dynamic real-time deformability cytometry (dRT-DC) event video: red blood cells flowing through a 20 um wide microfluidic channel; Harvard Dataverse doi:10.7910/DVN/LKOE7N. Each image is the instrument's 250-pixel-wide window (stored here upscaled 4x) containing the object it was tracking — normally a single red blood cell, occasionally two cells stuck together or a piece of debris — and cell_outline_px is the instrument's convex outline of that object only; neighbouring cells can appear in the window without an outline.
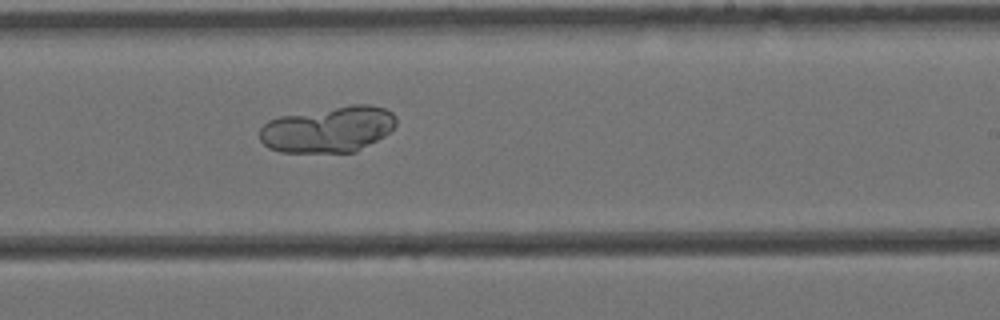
{"species": "Egyptian fruit bat (a non-hibernating species)", "species_latin": "Rousettus aegyptiacus", "temperature_condition": "cold", "stored_images_in_passage": 9, "camera_frame_rate_fps": 3000, "um_per_image_px": 0.085, "animal": {"sex": "female"}, "frame": {"image": 1, "passage_image": 9, "time_ms": 2.667, "image_size_px": [1000, 320], "cell_outline_px": [[396, 124], [384, 136], [356, 152], [280, 152], [268, 148], [260, 140], [260, 128], [268, 120], [280, 116], [352, 104], [368, 104], [384, 108], [392, 112], [396, 116]], "centroid_in_image_um": [27.9, 10.99], "position_along_channel_um": 261.1, "area_um2": 36.65}}